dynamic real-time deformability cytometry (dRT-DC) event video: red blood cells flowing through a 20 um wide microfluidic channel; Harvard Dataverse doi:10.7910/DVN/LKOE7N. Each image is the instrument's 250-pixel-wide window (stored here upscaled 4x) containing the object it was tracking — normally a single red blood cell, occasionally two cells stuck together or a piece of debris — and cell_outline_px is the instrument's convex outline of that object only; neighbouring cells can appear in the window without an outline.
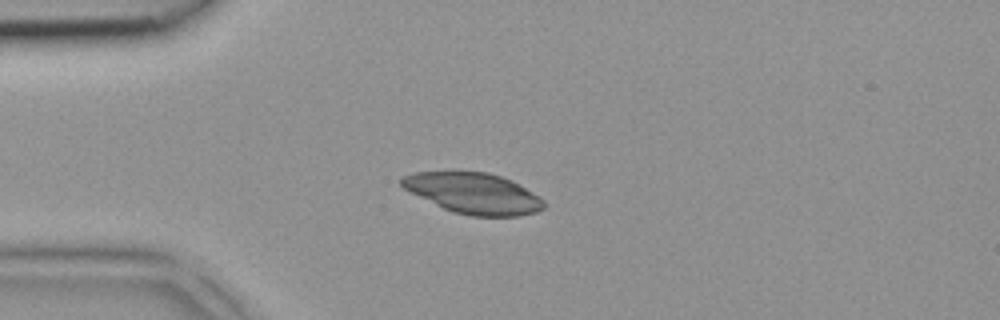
{"species": "common noctule bat (a hibernating species)", "species_latin": "Nyctalus noctula", "temperature_condition": "room temperature", "stored_images_in_passage": 3, "camera_frame_rate_fps": 3000, "um_per_image_px": 0.085, "animal": {"sex": "female", "body_mass_g": 18.4}, "frame": {"image": 1, "passage_image": 2, "time_ms": 0.333, "image_size_px": [1000, 320], "cell_outline_px": [[544, 208], [536, 212], [520, 216], [472, 216], [452, 212], [408, 192], [400, 184], [400, 180], [404, 176], [416, 172], [488, 172], [512, 180], [520, 184], [544, 200]], "centroid_in_image_um": [40.24, 16.44], "position_along_channel_um": 44.8, "area_um2": 33.76}}